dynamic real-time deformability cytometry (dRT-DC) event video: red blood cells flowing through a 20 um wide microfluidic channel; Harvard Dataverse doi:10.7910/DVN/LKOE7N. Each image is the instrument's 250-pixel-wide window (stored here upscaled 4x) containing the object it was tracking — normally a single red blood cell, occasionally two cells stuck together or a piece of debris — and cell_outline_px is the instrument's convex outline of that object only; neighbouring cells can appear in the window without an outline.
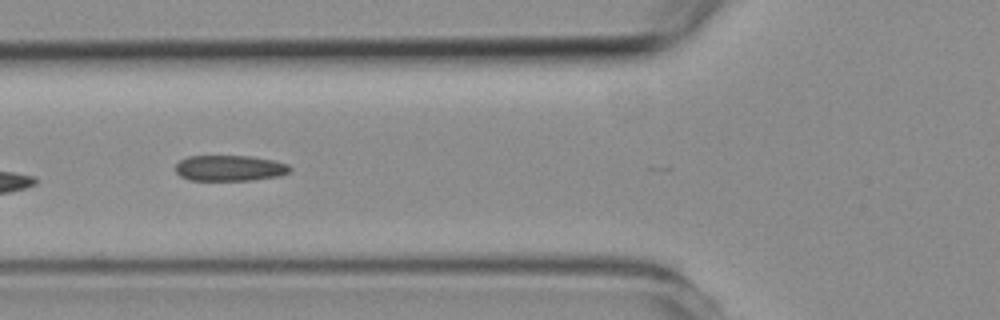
{"species": "common noctule bat (a hibernating species)", "species_latin": "Nyctalus noctula", "temperature_condition": "room temperature", "stored_images_in_passage": 10, "camera_frame_rate_fps": 3000, "um_per_image_px": 0.085, "animal": {"sex": "female", "body_mass_g": 19.3, "forearm_length_mm": 54.1}, "frame": {"image": 1, "passage_image": 6, "time_ms": 6.667, "image_size_px": [1000, 320], "cell_outline_px": [[292, 168], [288, 172], [280, 176], [252, 180], [188, 180], [180, 176], [176, 172], [176, 164], [180, 160], [188, 156], [252, 156], [272, 160], [288, 164]], "centroid_in_image_um": [19.52, 14.29], "position_along_channel_um": 106.3, "area_um2": 17.22}}
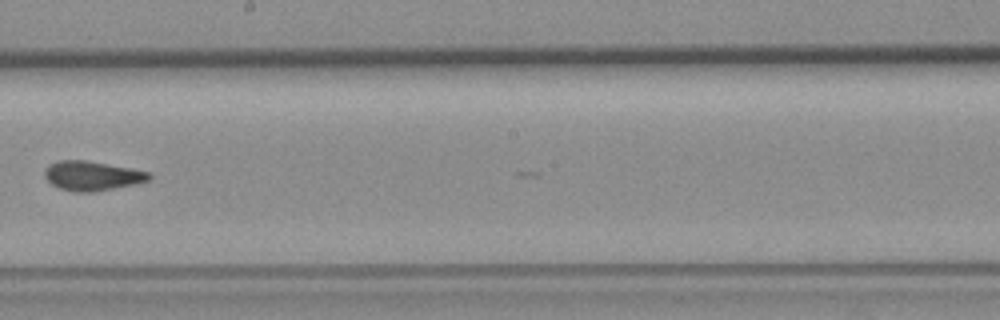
{"frame": {"image": 2, "passage_image": 9, "time_ms": 10.0, "image_size_px": [1000, 320], "cell_outline_px": [[152, 180], [136, 184], [92, 192], [76, 192], [60, 188], [52, 184], [44, 176], [44, 172], [48, 164], [60, 160], [84, 160], [128, 168], [148, 172], [152, 176]], "centroid_in_image_um": [7.82, 14.95], "position_along_channel_um": 240.4, "area_um2": 17.74}}
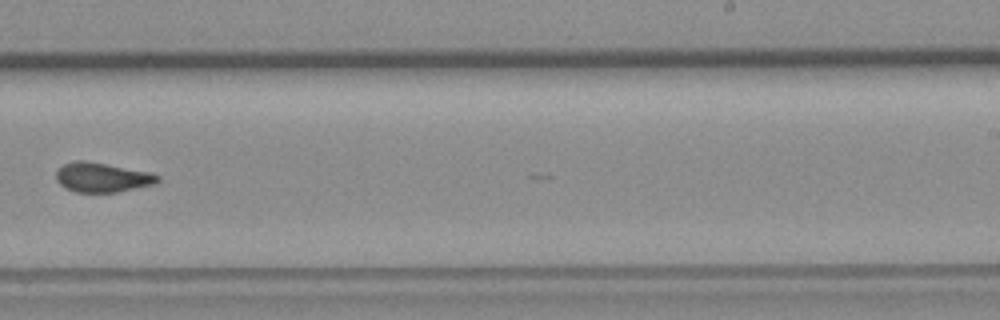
{"frame": {"image": 3, "passage_image": 10, "time_ms": 11.0, "image_size_px": [1000, 320], "cell_outline_px": [[160, 180], [156, 184], [116, 192], [76, 192], [64, 188], [56, 180], [56, 168], [64, 164], [76, 160], [84, 160], [152, 172], [160, 176]], "centroid_in_image_um": [8.68, 15.07], "position_along_channel_um": 280.3, "area_um2": 17.69}}